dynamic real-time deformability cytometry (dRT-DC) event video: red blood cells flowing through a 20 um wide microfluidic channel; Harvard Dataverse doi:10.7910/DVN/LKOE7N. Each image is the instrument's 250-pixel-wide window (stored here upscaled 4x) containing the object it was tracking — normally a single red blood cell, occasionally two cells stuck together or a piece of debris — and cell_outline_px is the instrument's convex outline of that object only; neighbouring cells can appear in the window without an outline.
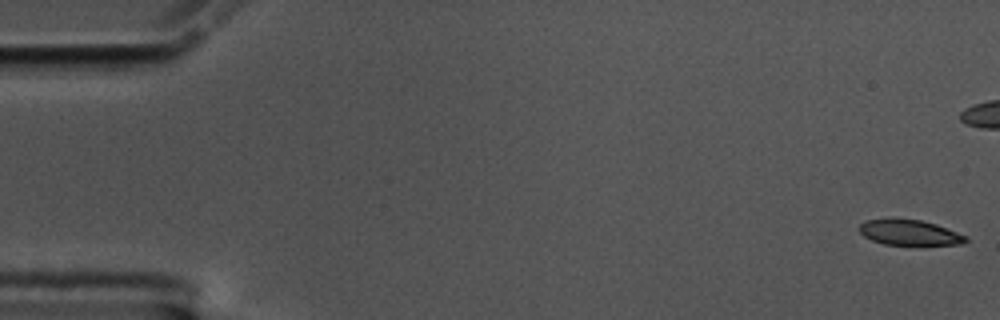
{"species": "common noctule bat (a hibernating species)", "species_latin": "Nyctalus noctula", "temperature_condition": "cold", "stored_images_in_passage": 58, "camera_frame_rate_fps": 3000, "um_per_image_px": 0.085, "animal": {"sex": "male", "body_mass_g": 17.5, "forearm_length_mm": 52.3}, "frame": {"image": 1, "passage_image": 1, "time_ms": 0.0, "image_size_px": [1000, 320], "cell_outline_px": [[968, 240], [960, 244], [884, 244], [872, 240], [864, 236], [860, 232], [860, 224], [864, 220], [920, 220], [936, 224], [968, 236]], "centroid_in_image_um": [77.33, 19.77], "position_along_channel_um": 7.7, "area_um2": 15.2}}
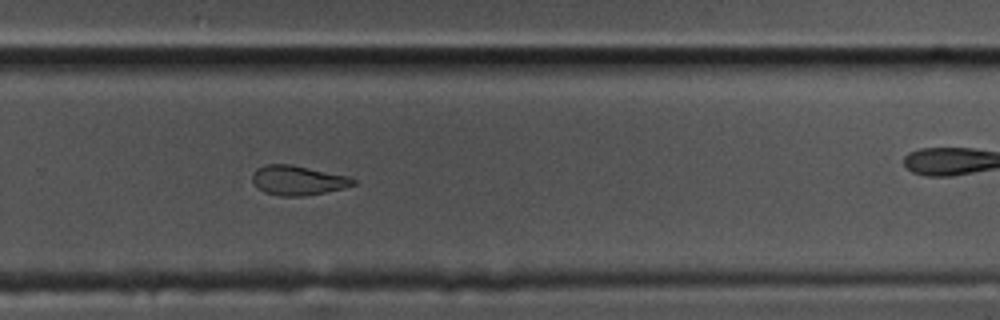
{"frame": {"image": 2, "passage_image": 38, "time_ms": 12.333, "image_size_px": [1000, 320], "cell_outline_px": [[356, 184], [344, 188], [304, 196], [280, 196], [264, 192], [252, 180], [252, 172], [256, 168], [264, 164], [292, 164], [348, 176], [356, 180]], "centroid_in_image_um": [25.31, 15.31], "position_along_channel_um": 304.5, "area_um2": 17.4}}
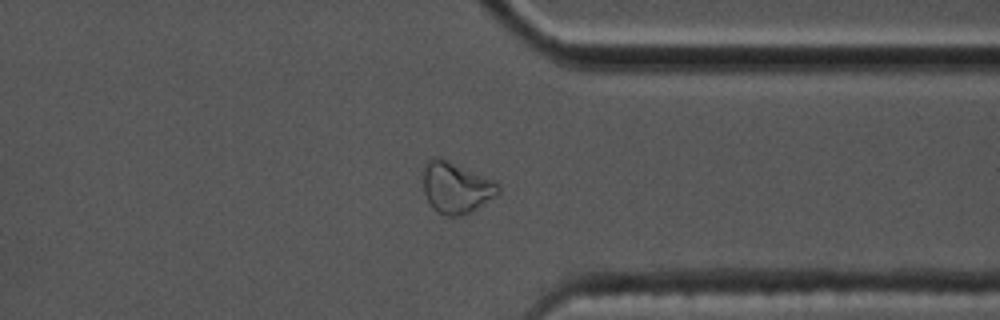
{"frame": {"image": 3, "passage_image": 44, "time_ms": 14.333, "image_size_px": [1000, 320], "cell_outline_px": [[500, 192], [476, 208], [460, 216], [448, 216], [440, 212], [428, 200], [424, 192], [424, 164], [432, 156], [440, 156], [496, 180], [500, 188]], "centroid_in_image_um": [38.78, 15.88], "position_along_channel_um": 372.6, "area_um2": 22.25}}